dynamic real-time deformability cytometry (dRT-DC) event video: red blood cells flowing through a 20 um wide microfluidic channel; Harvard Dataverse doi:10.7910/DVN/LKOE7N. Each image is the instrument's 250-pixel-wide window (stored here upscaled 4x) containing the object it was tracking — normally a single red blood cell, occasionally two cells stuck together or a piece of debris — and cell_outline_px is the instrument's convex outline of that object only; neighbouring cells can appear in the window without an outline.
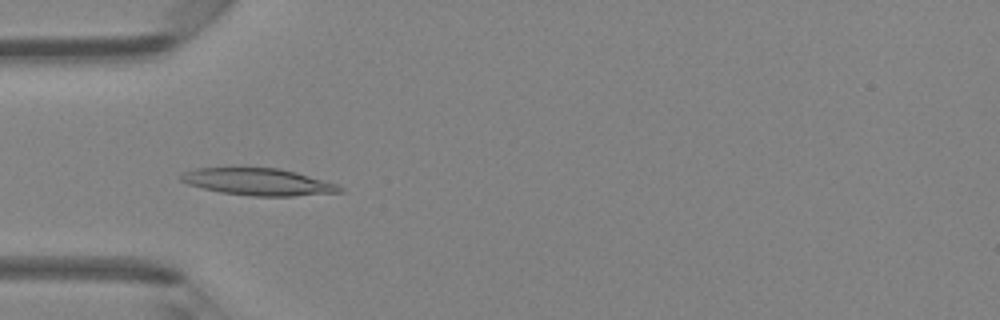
{"species": "Egyptian fruit bat (a non-hibernating species)", "species_latin": "Rousettus aegyptiacus", "temperature_condition": "room temperature", "stored_images_in_passage": 4, "camera_frame_rate_fps": 3000, "um_per_image_px": 0.085, "animal": {"sex": "female"}, "frame": {"image": 1, "passage_image": 4, "time_ms": 1.0, "image_size_px": [1000, 320], "cell_outline_px": [[344, 192], [292, 196], [252, 196], [220, 192], [188, 184], [180, 180], [180, 176], [184, 172], [196, 168], [280, 168], [296, 172], [336, 184], [344, 188]], "centroid_in_image_um": [21.97, 15.46], "position_along_channel_um": 63.0, "area_um2": 24.8}}